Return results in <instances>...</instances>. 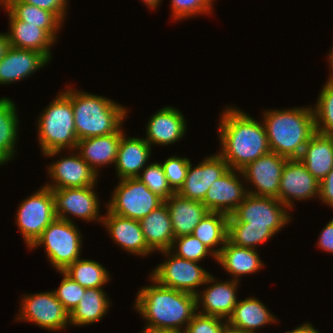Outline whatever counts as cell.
Returning <instances> with one entry per match:
<instances>
[{
	"instance_id": "2e32d148",
	"label": "cell",
	"mask_w": 333,
	"mask_h": 333,
	"mask_svg": "<svg viewBox=\"0 0 333 333\" xmlns=\"http://www.w3.org/2000/svg\"><path fill=\"white\" fill-rule=\"evenodd\" d=\"M235 171L239 172L229 169L209 187L202 201L209 212H220L230 216L248 195V190H245Z\"/></svg>"
},
{
	"instance_id": "603a6c76",
	"label": "cell",
	"mask_w": 333,
	"mask_h": 333,
	"mask_svg": "<svg viewBox=\"0 0 333 333\" xmlns=\"http://www.w3.org/2000/svg\"><path fill=\"white\" fill-rule=\"evenodd\" d=\"M151 147L145 139L136 137H121L115 168L119 179L135 178L140 175L150 158Z\"/></svg>"
},
{
	"instance_id": "52a82bcc",
	"label": "cell",
	"mask_w": 333,
	"mask_h": 333,
	"mask_svg": "<svg viewBox=\"0 0 333 333\" xmlns=\"http://www.w3.org/2000/svg\"><path fill=\"white\" fill-rule=\"evenodd\" d=\"M77 228L73 221L56 218L29 249L43 245L52 266L57 271H64L80 258L82 236Z\"/></svg>"
},
{
	"instance_id": "6da1fadb",
	"label": "cell",
	"mask_w": 333,
	"mask_h": 333,
	"mask_svg": "<svg viewBox=\"0 0 333 333\" xmlns=\"http://www.w3.org/2000/svg\"><path fill=\"white\" fill-rule=\"evenodd\" d=\"M287 207L275 197L248 194L228 217L227 240L236 246L256 249L290 220Z\"/></svg>"
},
{
	"instance_id": "ffe728a7",
	"label": "cell",
	"mask_w": 333,
	"mask_h": 333,
	"mask_svg": "<svg viewBox=\"0 0 333 333\" xmlns=\"http://www.w3.org/2000/svg\"><path fill=\"white\" fill-rule=\"evenodd\" d=\"M50 60L38 51L10 47L0 61V84H9L33 74Z\"/></svg>"
},
{
	"instance_id": "f6af8a7d",
	"label": "cell",
	"mask_w": 333,
	"mask_h": 333,
	"mask_svg": "<svg viewBox=\"0 0 333 333\" xmlns=\"http://www.w3.org/2000/svg\"><path fill=\"white\" fill-rule=\"evenodd\" d=\"M141 333H185V331L172 328L146 327Z\"/></svg>"
},
{
	"instance_id": "ee69618b",
	"label": "cell",
	"mask_w": 333,
	"mask_h": 333,
	"mask_svg": "<svg viewBox=\"0 0 333 333\" xmlns=\"http://www.w3.org/2000/svg\"><path fill=\"white\" fill-rule=\"evenodd\" d=\"M318 247L333 253V219L325 226L319 236Z\"/></svg>"
},
{
	"instance_id": "1f68e13d",
	"label": "cell",
	"mask_w": 333,
	"mask_h": 333,
	"mask_svg": "<svg viewBox=\"0 0 333 333\" xmlns=\"http://www.w3.org/2000/svg\"><path fill=\"white\" fill-rule=\"evenodd\" d=\"M6 9L17 20L44 29L54 40L63 23L54 13L24 2H12Z\"/></svg>"
},
{
	"instance_id": "ac0fdd59",
	"label": "cell",
	"mask_w": 333,
	"mask_h": 333,
	"mask_svg": "<svg viewBox=\"0 0 333 333\" xmlns=\"http://www.w3.org/2000/svg\"><path fill=\"white\" fill-rule=\"evenodd\" d=\"M216 282L214 276L210 274L205 284H214L203 290L202 294L198 293L196 295L197 309H199L200 302L203 306V310H200L198 313L217 316L227 320L232 315L238 302L236 290L239 282L233 279L227 282Z\"/></svg>"
},
{
	"instance_id": "c3c4849f",
	"label": "cell",
	"mask_w": 333,
	"mask_h": 333,
	"mask_svg": "<svg viewBox=\"0 0 333 333\" xmlns=\"http://www.w3.org/2000/svg\"><path fill=\"white\" fill-rule=\"evenodd\" d=\"M328 61L330 62L329 64H330V66H331V74H330V78L328 79V82H326V83H328V84H330V85H333V47H332V50L330 51V54H329V57H328Z\"/></svg>"
},
{
	"instance_id": "7402d4cb",
	"label": "cell",
	"mask_w": 333,
	"mask_h": 333,
	"mask_svg": "<svg viewBox=\"0 0 333 333\" xmlns=\"http://www.w3.org/2000/svg\"><path fill=\"white\" fill-rule=\"evenodd\" d=\"M164 202L169 210L175 238L192 234L209 212L201 201L182 197L178 193H174Z\"/></svg>"
},
{
	"instance_id": "681fc988",
	"label": "cell",
	"mask_w": 333,
	"mask_h": 333,
	"mask_svg": "<svg viewBox=\"0 0 333 333\" xmlns=\"http://www.w3.org/2000/svg\"><path fill=\"white\" fill-rule=\"evenodd\" d=\"M149 8L155 9L159 6L161 0H142Z\"/></svg>"
},
{
	"instance_id": "d590c367",
	"label": "cell",
	"mask_w": 333,
	"mask_h": 333,
	"mask_svg": "<svg viewBox=\"0 0 333 333\" xmlns=\"http://www.w3.org/2000/svg\"><path fill=\"white\" fill-rule=\"evenodd\" d=\"M143 170L142 175L140 174L137 178H139L152 193L156 194L164 201L175 193L168 183L161 163L148 164Z\"/></svg>"
},
{
	"instance_id": "3957f363",
	"label": "cell",
	"mask_w": 333,
	"mask_h": 333,
	"mask_svg": "<svg viewBox=\"0 0 333 333\" xmlns=\"http://www.w3.org/2000/svg\"><path fill=\"white\" fill-rule=\"evenodd\" d=\"M155 284L143 287L137 294L135 308L146 320L145 327L182 330L197 313L196 295ZM185 324V326L183 325Z\"/></svg>"
},
{
	"instance_id": "e0dca14e",
	"label": "cell",
	"mask_w": 333,
	"mask_h": 333,
	"mask_svg": "<svg viewBox=\"0 0 333 333\" xmlns=\"http://www.w3.org/2000/svg\"><path fill=\"white\" fill-rule=\"evenodd\" d=\"M74 154L71 153L70 156L63 157L55 163L52 162L48 173L53 179V184H46V187L51 189L81 188L96 184L97 173L79 153L78 155Z\"/></svg>"
},
{
	"instance_id": "5b68a950",
	"label": "cell",
	"mask_w": 333,
	"mask_h": 333,
	"mask_svg": "<svg viewBox=\"0 0 333 333\" xmlns=\"http://www.w3.org/2000/svg\"><path fill=\"white\" fill-rule=\"evenodd\" d=\"M63 92L70 98L78 140L117 132L127 110L111 99L68 89Z\"/></svg>"
},
{
	"instance_id": "277c9868",
	"label": "cell",
	"mask_w": 333,
	"mask_h": 333,
	"mask_svg": "<svg viewBox=\"0 0 333 333\" xmlns=\"http://www.w3.org/2000/svg\"><path fill=\"white\" fill-rule=\"evenodd\" d=\"M263 114L270 151L288 159L299 158L316 132L313 108L268 110Z\"/></svg>"
},
{
	"instance_id": "9a60e30c",
	"label": "cell",
	"mask_w": 333,
	"mask_h": 333,
	"mask_svg": "<svg viewBox=\"0 0 333 333\" xmlns=\"http://www.w3.org/2000/svg\"><path fill=\"white\" fill-rule=\"evenodd\" d=\"M229 169L228 163L219 153L209 156L194 168L190 162L186 179L177 193L182 197L202 202L212 183Z\"/></svg>"
},
{
	"instance_id": "d6a6232c",
	"label": "cell",
	"mask_w": 333,
	"mask_h": 333,
	"mask_svg": "<svg viewBox=\"0 0 333 333\" xmlns=\"http://www.w3.org/2000/svg\"><path fill=\"white\" fill-rule=\"evenodd\" d=\"M17 111L12 100L4 97L0 99V156L6 161L11 160L15 154L19 126Z\"/></svg>"
},
{
	"instance_id": "e575fe53",
	"label": "cell",
	"mask_w": 333,
	"mask_h": 333,
	"mask_svg": "<svg viewBox=\"0 0 333 333\" xmlns=\"http://www.w3.org/2000/svg\"><path fill=\"white\" fill-rule=\"evenodd\" d=\"M317 100L313 108L315 130L333 136V85L326 83Z\"/></svg>"
},
{
	"instance_id": "7c38bea8",
	"label": "cell",
	"mask_w": 333,
	"mask_h": 333,
	"mask_svg": "<svg viewBox=\"0 0 333 333\" xmlns=\"http://www.w3.org/2000/svg\"><path fill=\"white\" fill-rule=\"evenodd\" d=\"M287 159L270 151L239 171V175L256 187L255 190L248 189V194L278 199L281 173Z\"/></svg>"
},
{
	"instance_id": "60d3db41",
	"label": "cell",
	"mask_w": 333,
	"mask_h": 333,
	"mask_svg": "<svg viewBox=\"0 0 333 333\" xmlns=\"http://www.w3.org/2000/svg\"><path fill=\"white\" fill-rule=\"evenodd\" d=\"M223 318L196 313L188 323L185 333H221L228 324L222 323Z\"/></svg>"
},
{
	"instance_id": "b9f144b4",
	"label": "cell",
	"mask_w": 333,
	"mask_h": 333,
	"mask_svg": "<svg viewBox=\"0 0 333 333\" xmlns=\"http://www.w3.org/2000/svg\"><path fill=\"white\" fill-rule=\"evenodd\" d=\"M67 1L68 0H15L13 2H24L48 10L63 21L67 9Z\"/></svg>"
},
{
	"instance_id": "8992f818",
	"label": "cell",
	"mask_w": 333,
	"mask_h": 333,
	"mask_svg": "<svg viewBox=\"0 0 333 333\" xmlns=\"http://www.w3.org/2000/svg\"><path fill=\"white\" fill-rule=\"evenodd\" d=\"M38 129V140L44 155L53 157L62 149H76L78 139L72 103L64 92L44 109L38 120Z\"/></svg>"
},
{
	"instance_id": "bcb514c9",
	"label": "cell",
	"mask_w": 333,
	"mask_h": 333,
	"mask_svg": "<svg viewBox=\"0 0 333 333\" xmlns=\"http://www.w3.org/2000/svg\"><path fill=\"white\" fill-rule=\"evenodd\" d=\"M10 48V42L6 33H0V61L6 55L8 49Z\"/></svg>"
},
{
	"instance_id": "7bdbcfd3",
	"label": "cell",
	"mask_w": 333,
	"mask_h": 333,
	"mask_svg": "<svg viewBox=\"0 0 333 333\" xmlns=\"http://www.w3.org/2000/svg\"><path fill=\"white\" fill-rule=\"evenodd\" d=\"M318 197L333 208V169L320 181Z\"/></svg>"
},
{
	"instance_id": "f1b7e54d",
	"label": "cell",
	"mask_w": 333,
	"mask_h": 333,
	"mask_svg": "<svg viewBox=\"0 0 333 333\" xmlns=\"http://www.w3.org/2000/svg\"><path fill=\"white\" fill-rule=\"evenodd\" d=\"M260 300L252 297L238 301L227 323L243 333H256L255 329L268 323L277 322Z\"/></svg>"
},
{
	"instance_id": "d6986e66",
	"label": "cell",
	"mask_w": 333,
	"mask_h": 333,
	"mask_svg": "<svg viewBox=\"0 0 333 333\" xmlns=\"http://www.w3.org/2000/svg\"><path fill=\"white\" fill-rule=\"evenodd\" d=\"M185 122L184 115L178 109L165 106L150 118L146 126L147 138L144 139L150 146L174 144L183 138L186 132Z\"/></svg>"
},
{
	"instance_id": "5bb4252c",
	"label": "cell",
	"mask_w": 333,
	"mask_h": 333,
	"mask_svg": "<svg viewBox=\"0 0 333 333\" xmlns=\"http://www.w3.org/2000/svg\"><path fill=\"white\" fill-rule=\"evenodd\" d=\"M319 185L320 182L298 158L287 159L281 173L278 199L289 210L294 199L304 200L319 195Z\"/></svg>"
},
{
	"instance_id": "f546056e",
	"label": "cell",
	"mask_w": 333,
	"mask_h": 333,
	"mask_svg": "<svg viewBox=\"0 0 333 333\" xmlns=\"http://www.w3.org/2000/svg\"><path fill=\"white\" fill-rule=\"evenodd\" d=\"M109 305L107 294L102 288H86L79 304L69 314V322L74 326L97 322L107 313Z\"/></svg>"
},
{
	"instance_id": "ab89813d",
	"label": "cell",
	"mask_w": 333,
	"mask_h": 333,
	"mask_svg": "<svg viewBox=\"0 0 333 333\" xmlns=\"http://www.w3.org/2000/svg\"><path fill=\"white\" fill-rule=\"evenodd\" d=\"M173 18L181 20L198 14H209L213 0H171Z\"/></svg>"
},
{
	"instance_id": "836d02e7",
	"label": "cell",
	"mask_w": 333,
	"mask_h": 333,
	"mask_svg": "<svg viewBox=\"0 0 333 333\" xmlns=\"http://www.w3.org/2000/svg\"><path fill=\"white\" fill-rule=\"evenodd\" d=\"M64 272L85 288H102L110 279V273L100 263L88 259H77Z\"/></svg>"
},
{
	"instance_id": "f5cc1de1",
	"label": "cell",
	"mask_w": 333,
	"mask_h": 333,
	"mask_svg": "<svg viewBox=\"0 0 333 333\" xmlns=\"http://www.w3.org/2000/svg\"><path fill=\"white\" fill-rule=\"evenodd\" d=\"M7 162L2 156H0V165L5 164Z\"/></svg>"
},
{
	"instance_id": "9c48e42d",
	"label": "cell",
	"mask_w": 333,
	"mask_h": 333,
	"mask_svg": "<svg viewBox=\"0 0 333 333\" xmlns=\"http://www.w3.org/2000/svg\"><path fill=\"white\" fill-rule=\"evenodd\" d=\"M56 218L51 188L46 186L41 187L19 205L16 222L28 248Z\"/></svg>"
},
{
	"instance_id": "74e56055",
	"label": "cell",
	"mask_w": 333,
	"mask_h": 333,
	"mask_svg": "<svg viewBox=\"0 0 333 333\" xmlns=\"http://www.w3.org/2000/svg\"><path fill=\"white\" fill-rule=\"evenodd\" d=\"M63 274V280L57 290H54L56 298L63 304L65 310L70 314L79 304L86 288L79 285L64 271H59Z\"/></svg>"
},
{
	"instance_id": "ba28073f",
	"label": "cell",
	"mask_w": 333,
	"mask_h": 333,
	"mask_svg": "<svg viewBox=\"0 0 333 333\" xmlns=\"http://www.w3.org/2000/svg\"><path fill=\"white\" fill-rule=\"evenodd\" d=\"M117 185L106 204L111 213L140 221L164 203L137 177L121 179Z\"/></svg>"
},
{
	"instance_id": "f35d334b",
	"label": "cell",
	"mask_w": 333,
	"mask_h": 333,
	"mask_svg": "<svg viewBox=\"0 0 333 333\" xmlns=\"http://www.w3.org/2000/svg\"><path fill=\"white\" fill-rule=\"evenodd\" d=\"M161 164L171 189L177 193L186 179L190 160L172 156Z\"/></svg>"
},
{
	"instance_id": "83f0119b",
	"label": "cell",
	"mask_w": 333,
	"mask_h": 333,
	"mask_svg": "<svg viewBox=\"0 0 333 333\" xmlns=\"http://www.w3.org/2000/svg\"><path fill=\"white\" fill-rule=\"evenodd\" d=\"M216 261L232 274L233 280L236 281H240V276L252 274L264 266L256 249L239 247L228 240L216 256Z\"/></svg>"
},
{
	"instance_id": "4fadbf2b",
	"label": "cell",
	"mask_w": 333,
	"mask_h": 333,
	"mask_svg": "<svg viewBox=\"0 0 333 333\" xmlns=\"http://www.w3.org/2000/svg\"><path fill=\"white\" fill-rule=\"evenodd\" d=\"M94 186L51 189L56 217L72 222L67 216L72 214L86 221H102L103 217H98L99 201Z\"/></svg>"
},
{
	"instance_id": "816d5d0a",
	"label": "cell",
	"mask_w": 333,
	"mask_h": 333,
	"mask_svg": "<svg viewBox=\"0 0 333 333\" xmlns=\"http://www.w3.org/2000/svg\"><path fill=\"white\" fill-rule=\"evenodd\" d=\"M15 0H0V4H2L1 6L5 7V9Z\"/></svg>"
},
{
	"instance_id": "cb8c5ba5",
	"label": "cell",
	"mask_w": 333,
	"mask_h": 333,
	"mask_svg": "<svg viewBox=\"0 0 333 333\" xmlns=\"http://www.w3.org/2000/svg\"><path fill=\"white\" fill-rule=\"evenodd\" d=\"M124 132L120 128L108 135L78 140L76 150L87 164L98 174L97 166L116 162L120 140Z\"/></svg>"
},
{
	"instance_id": "4dcf8cb0",
	"label": "cell",
	"mask_w": 333,
	"mask_h": 333,
	"mask_svg": "<svg viewBox=\"0 0 333 333\" xmlns=\"http://www.w3.org/2000/svg\"><path fill=\"white\" fill-rule=\"evenodd\" d=\"M228 217L229 216L224 213L208 212L194 228L192 233L206 245L215 256L219 254L227 240ZM220 244L221 247L219 249H214Z\"/></svg>"
},
{
	"instance_id": "7a4b0ae2",
	"label": "cell",
	"mask_w": 333,
	"mask_h": 333,
	"mask_svg": "<svg viewBox=\"0 0 333 333\" xmlns=\"http://www.w3.org/2000/svg\"><path fill=\"white\" fill-rule=\"evenodd\" d=\"M219 125L221 152L230 169L241 171L257 158L270 152L264 124L249 114L229 107Z\"/></svg>"
},
{
	"instance_id": "8d00e7d4",
	"label": "cell",
	"mask_w": 333,
	"mask_h": 333,
	"mask_svg": "<svg viewBox=\"0 0 333 333\" xmlns=\"http://www.w3.org/2000/svg\"><path fill=\"white\" fill-rule=\"evenodd\" d=\"M174 244L177 245V247H175ZM170 250H173V253L175 252L176 256L190 261L199 262L201 259H204L205 256H210V254L216 261L214 253L193 234L175 238Z\"/></svg>"
},
{
	"instance_id": "f907efd6",
	"label": "cell",
	"mask_w": 333,
	"mask_h": 333,
	"mask_svg": "<svg viewBox=\"0 0 333 333\" xmlns=\"http://www.w3.org/2000/svg\"><path fill=\"white\" fill-rule=\"evenodd\" d=\"M221 333H243L237 328L231 327L229 324H227L223 329Z\"/></svg>"
},
{
	"instance_id": "44dd1931",
	"label": "cell",
	"mask_w": 333,
	"mask_h": 333,
	"mask_svg": "<svg viewBox=\"0 0 333 333\" xmlns=\"http://www.w3.org/2000/svg\"><path fill=\"white\" fill-rule=\"evenodd\" d=\"M103 225L113 240L124 250L135 255L145 256L153 252L145 241L139 221L107 211Z\"/></svg>"
},
{
	"instance_id": "484cf974",
	"label": "cell",
	"mask_w": 333,
	"mask_h": 333,
	"mask_svg": "<svg viewBox=\"0 0 333 333\" xmlns=\"http://www.w3.org/2000/svg\"><path fill=\"white\" fill-rule=\"evenodd\" d=\"M298 159L320 182L333 169V136L315 132Z\"/></svg>"
},
{
	"instance_id": "d4e9b609",
	"label": "cell",
	"mask_w": 333,
	"mask_h": 333,
	"mask_svg": "<svg viewBox=\"0 0 333 333\" xmlns=\"http://www.w3.org/2000/svg\"><path fill=\"white\" fill-rule=\"evenodd\" d=\"M147 246L154 252L170 250L175 239L171 217L164 202L139 221Z\"/></svg>"
},
{
	"instance_id": "30bf717a",
	"label": "cell",
	"mask_w": 333,
	"mask_h": 333,
	"mask_svg": "<svg viewBox=\"0 0 333 333\" xmlns=\"http://www.w3.org/2000/svg\"><path fill=\"white\" fill-rule=\"evenodd\" d=\"M162 252L169 258L152 271L150 278L161 286L197 295L195 288L205 284L210 273L201 268L198 262L173 255L171 250Z\"/></svg>"
},
{
	"instance_id": "4316f807",
	"label": "cell",
	"mask_w": 333,
	"mask_h": 333,
	"mask_svg": "<svg viewBox=\"0 0 333 333\" xmlns=\"http://www.w3.org/2000/svg\"><path fill=\"white\" fill-rule=\"evenodd\" d=\"M10 32L6 33L10 47L30 49L43 53L51 59L50 47L55 40L44 30L36 25L17 20L8 10Z\"/></svg>"
},
{
	"instance_id": "8fae6325",
	"label": "cell",
	"mask_w": 333,
	"mask_h": 333,
	"mask_svg": "<svg viewBox=\"0 0 333 333\" xmlns=\"http://www.w3.org/2000/svg\"><path fill=\"white\" fill-rule=\"evenodd\" d=\"M18 320H27L47 330L65 329L69 324V313L56 298L54 291L24 295Z\"/></svg>"
},
{
	"instance_id": "7dc6e473",
	"label": "cell",
	"mask_w": 333,
	"mask_h": 333,
	"mask_svg": "<svg viewBox=\"0 0 333 333\" xmlns=\"http://www.w3.org/2000/svg\"><path fill=\"white\" fill-rule=\"evenodd\" d=\"M285 333H320V332L316 330L310 323L307 322L301 326H298L296 329Z\"/></svg>"
}]
</instances>
